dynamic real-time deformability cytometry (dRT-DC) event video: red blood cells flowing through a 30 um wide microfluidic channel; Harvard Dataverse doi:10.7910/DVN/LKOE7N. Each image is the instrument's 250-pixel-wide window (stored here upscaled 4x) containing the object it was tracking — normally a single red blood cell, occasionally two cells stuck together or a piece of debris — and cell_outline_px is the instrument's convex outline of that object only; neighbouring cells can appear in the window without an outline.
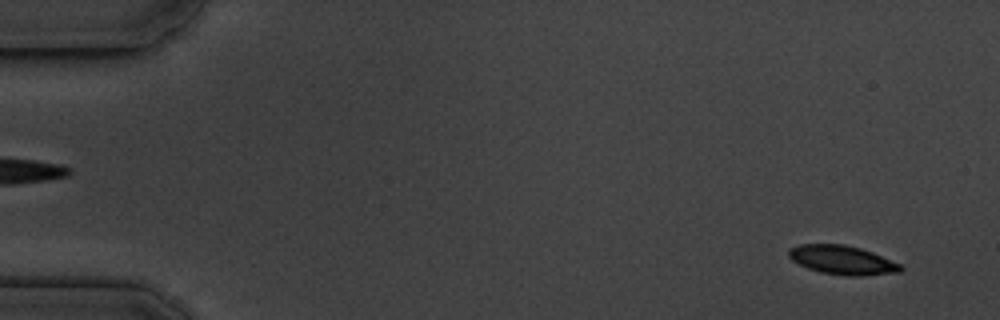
{"species": "common noctule bat (a hibernating species)", "species_latin": "Nyctalus noctula", "temperature_condition": "cold", "stored_images_in_passage": 55, "camera_frame_rate_fps": 3000, "um_per_image_px": 0.085, "animal": {"sex": "male", "body_mass_g": 19.5, "forearm_length_mm": 54.6}, "frame": {"image": 1, "passage_image": 3, "time_ms": 0.667, "image_size_px": [1000, 320], "cell_outline_px": [[904, 268], [900, 272], [864, 276], [844, 276], [820, 272], [808, 268], [792, 260], [788, 256], [788, 248], [800, 244], [844, 244], [860, 248], [872, 252], [900, 264]], "centroid_in_image_um": [71.59, 22.11], "position_along_channel_um": 13.4, "area_um2": 18.96}}
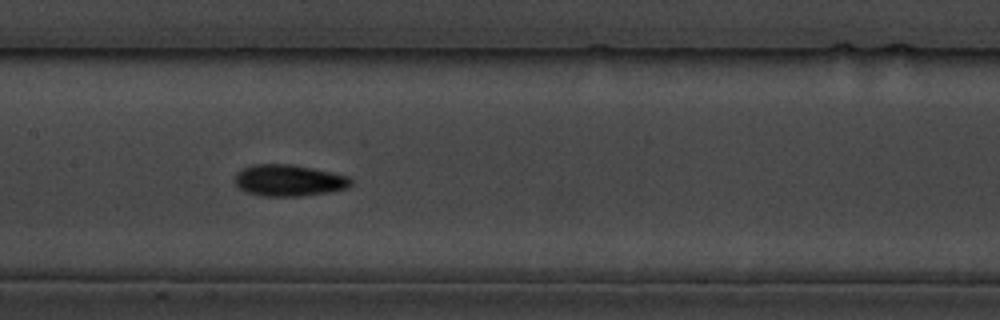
{"frame": {"image": 2, "passage_image": 27, "time_ms": 8.667, "image_size_px": [1000, 320], "cell_outline_px": [[352, 184], [348, 188], [328, 192], [300, 196], [264, 196], [244, 192], [236, 184], [236, 172], [252, 164], [292, 164], [312, 168], [348, 176], [352, 180]], "centroid_in_image_um": [24.55, 15.33], "position_along_channel_um": 182.9, "area_um2": 21.27}}
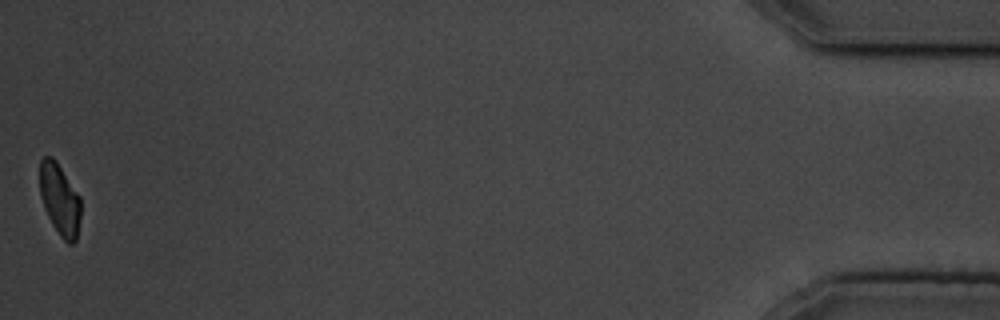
{"frame": {"image": 3, "passage_image": 55, "time_ms": 18.0, "image_size_px": [1000, 320], "cell_outline_px": [[80, 216], [76, 240], [72, 244], [68, 244], [60, 236], [52, 224], [44, 208], [40, 196], [40, 160], [44, 156], [52, 156], [56, 160], [80, 196]], "centroid_in_image_um": [5.07, 16.94], "position_along_channel_um": 430.1, "area_um2": 17.11}, "authors_computed_cell_mechanics": {"area_um2": 19.3052, "velocity_mm_per_s": 3.6232, "shape_relaxation_time_tau1_ms": 2.4434, "shape_relaxation_time_tau2_ms": 7.1749, "deformation_change_tau1": 0.1244, "deformation_change_tau2": 0.1115}}